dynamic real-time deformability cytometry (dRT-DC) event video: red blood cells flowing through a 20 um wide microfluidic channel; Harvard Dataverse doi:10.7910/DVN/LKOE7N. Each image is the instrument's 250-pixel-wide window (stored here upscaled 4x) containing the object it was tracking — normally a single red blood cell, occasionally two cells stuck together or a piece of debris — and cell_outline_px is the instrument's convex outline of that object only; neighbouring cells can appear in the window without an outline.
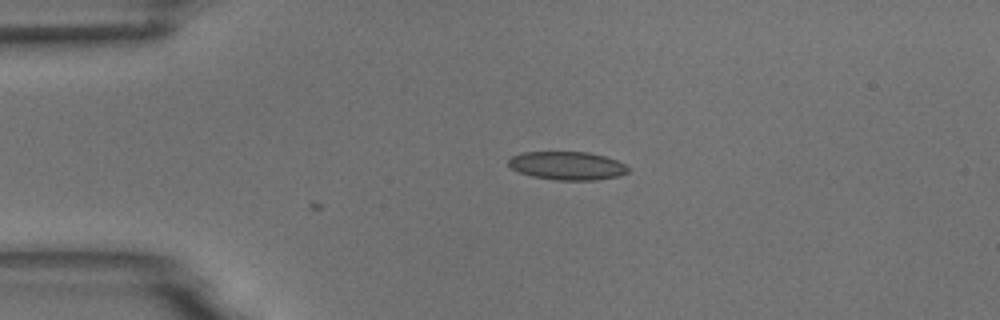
{"species": "common noctule bat (a hibernating species)", "species_latin": "Nyctalus noctula", "temperature_condition": "room temperature", "stored_images_in_passage": 4, "camera_frame_rate_fps": 3000, "um_per_image_px": 0.085, "animal": {"sex": "male", "body_mass_g": 18.8}, "frame": {"image": 1, "passage_image": 3, "time_ms": 0.667, "image_size_px": [1000, 320], "cell_outline_px": [[632, 168], [628, 172], [620, 176], [596, 180], [556, 180], [532, 176], [520, 172], [512, 168], [508, 164], [508, 160], [512, 156], [520, 152], [588, 152], [604, 156], [616, 160]], "centroid_in_image_um": [48.24, 14.08], "position_along_channel_um": 36.8, "area_um2": 19.83}}